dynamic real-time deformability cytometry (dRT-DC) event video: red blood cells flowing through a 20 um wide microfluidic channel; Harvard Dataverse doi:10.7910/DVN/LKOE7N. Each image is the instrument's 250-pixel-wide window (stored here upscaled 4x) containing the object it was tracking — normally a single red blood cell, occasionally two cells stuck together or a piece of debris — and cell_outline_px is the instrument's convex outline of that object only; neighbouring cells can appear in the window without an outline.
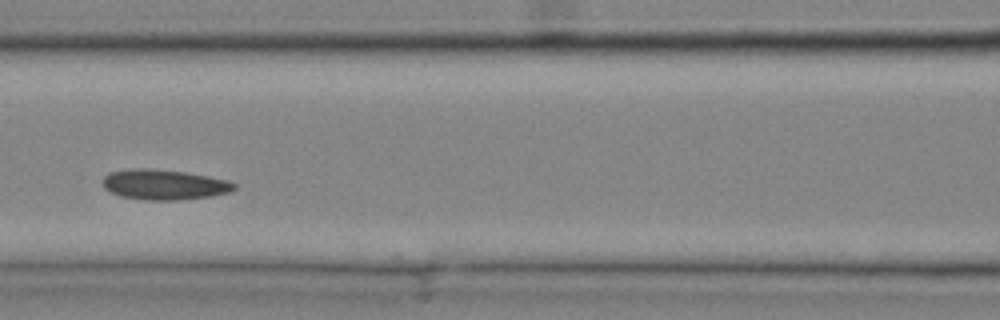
{"species": "common noctule bat (a hibernating species)", "species_latin": "Nyctalus noctula", "temperature_condition": "cold", "stored_images_in_passage": 25, "camera_frame_rate_fps": 3000, "um_per_image_px": 0.085, "animal": {"sex": "male", "body_mass_g": 20.4}, "frame": {"image": 1, "passage_image": 8, "time_ms": 2.333, "image_size_px": [1000, 320], "cell_outline_px": [[236, 188], [228, 192], [212, 196], [176, 200], [148, 200], [120, 196], [104, 188], [100, 180], [108, 172], [136, 168], [152, 168], [184, 172], [208, 176], [228, 180], [236, 184]], "centroid_in_image_um": [13.92, 15.68], "position_along_channel_um": 152.7, "area_um2": 23.24}}